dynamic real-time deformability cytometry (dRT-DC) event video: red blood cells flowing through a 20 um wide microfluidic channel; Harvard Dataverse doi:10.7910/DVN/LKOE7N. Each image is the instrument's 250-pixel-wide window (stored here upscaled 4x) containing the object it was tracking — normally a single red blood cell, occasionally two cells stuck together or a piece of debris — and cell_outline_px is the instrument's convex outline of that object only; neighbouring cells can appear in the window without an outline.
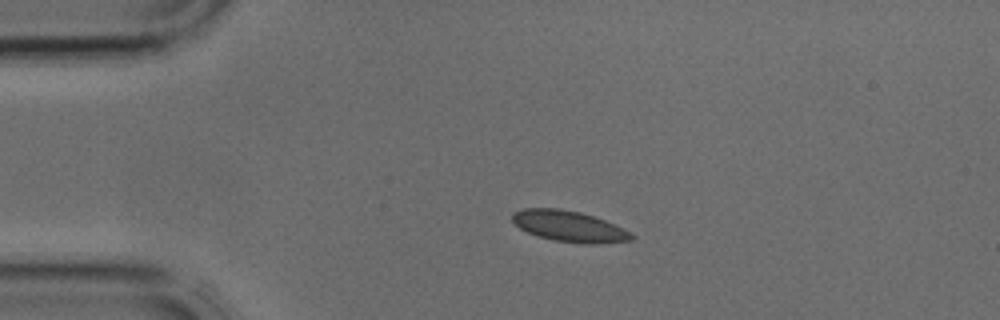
{"species": "common noctule bat (a hibernating species)", "species_latin": "Nyctalus noctula", "temperature_condition": "cold", "stored_images_in_passage": 3, "camera_frame_rate_fps": 3000, "um_per_image_px": 0.085, "animal": {"sex": "male", "body_mass_g": 17.9, "forearm_length_mm": 54.2}, "frame": {"image": 1, "passage_image": 1, "time_ms": 0.0, "image_size_px": [1000, 320], "cell_outline_px": [[636, 236], [632, 240], [592, 244], [556, 240], [540, 236], [528, 232], [520, 228], [512, 220], [512, 212], [524, 208], [560, 208], [580, 212], [604, 220]], "centroid_in_image_um": [48.34, 19.21], "position_along_channel_um": 36.7, "area_um2": 20.98}}
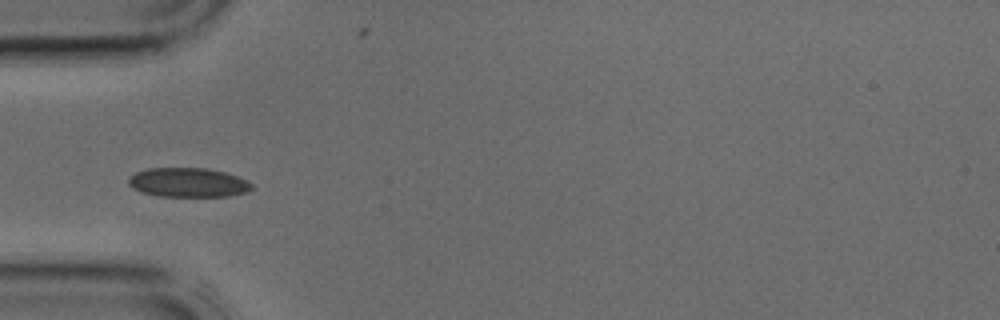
{"frame": {"image": 2, "passage_image": 2, "time_ms": 0.333, "image_size_px": [1000, 320], "cell_outline_px": [[252, 188], [248, 192], [228, 196], [160, 196], [144, 192], [132, 188], [128, 184], [128, 180], [136, 172], [148, 168], [204, 168], [224, 172], [236, 176], [252, 184]], "centroid_in_image_um": [15.98, 15.51], "position_along_channel_um": 69.0, "area_um2": 20.75}}